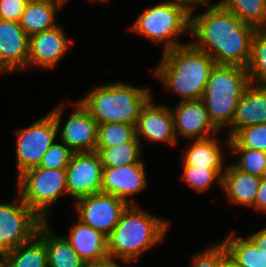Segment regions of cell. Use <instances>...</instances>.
<instances>
[{"mask_svg": "<svg viewBox=\"0 0 266 267\" xmlns=\"http://www.w3.org/2000/svg\"><path fill=\"white\" fill-rule=\"evenodd\" d=\"M201 0L197 5L207 9L193 16L191 7V42L206 52L218 65H235L246 68L251 55V42L256 28L243 23L218 2L209 4Z\"/></svg>", "mask_w": 266, "mask_h": 267, "instance_id": "6da1fadb", "label": "cell"}, {"mask_svg": "<svg viewBox=\"0 0 266 267\" xmlns=\"http://www.w3.org/2000/svg\"><path fill=\"white\" fill-rule=\"evenodd\" d=\"M215 61L190 43L163 52L154 75L180 101L201 99Z\"/></svg>", "mask_w": 266, "mask_h": 267, "instance_id": "7a4b0ae2", "label": "cell"}, {"mask_svg": "<svg viewBox=\"0 0 266 267\" xmlns=\"http://www.w3.org/2000/svg\"><path fill=\"white\" fill-rule=\"evenodd\" d=\"M168 225V221L144 211L138 204L128 205L107 236L108 256L131 263L137 261L165 239Z\"/></svg>", "mask_w": 266, "mask_h": 267, "instance_id": "3957f363", "label": "cell"}, {"mask_svg": "<svg viewBox=\"0 0 266 267\" xmlns=\"http://www.w3.org/2000/svg\"><path fill=\"white\" fill-rule=\"evenodd\" d=\"M150 89L123 82L99 85L78 99L97 124L136 125L141 110L153 98Z\"/></svg>", "mask_w": 266, "mask_h": 267, "instance_id": "277c9868", "label": "cell"}, {"mask_svg": "<svg viewBox=\"0 0 266 267\" xmlns=\"http://www.w3.org/2000/svg\"><path fill=\"white\" fill-rule=\"evenodd\" d=\"M250 83L241 66L215 64L210 71L201 100L219 130L232 124L237 103Z\"/></svg>", "mask_w": 266, "mask_h": 267, "instance_id": "5b68a950", "label": "cell"}, {"mask_svg": "<svg viewBox=\"0 0 266 267\" xmlns=\"http://www.w3.org/2000/svg\"><path fill=\"white\" fill-rule=\"evenodd\" d=\"M191 5L182 0H168L144 9L130 30L151 40L154 44L163 43V52L182 43L176 36L190 32Z\"/></svg>", "mask_w": 266, "mask_h": 267, "instance_id": "8992f818", "label": "cell"}, {"mask_svg": "<svg viewBox=\"0 0 266 267\" xmlns=\"http://www.w3.org/2000/svg\"><path fill=\"white\" fill-rule=\"evenodd\" d=\"M17 193L43 221H49V209L67 193L65 169L34 167L17 178Z\"/></svg>", "mask_w": 266, "mask_h": 267, "instance_id": "52a82bcc", "label": "cell"}, {"mask_svg": "<svg viewBox=\"0 0 266 267\" xmlns=\"http://www.w3.org/2000/svg\"><path fill=\"white\" fill-rule=\"evenodd\" d=\"M57 125L49 112L26 128L16 132L17 178L25 171L38 167L42 157L56 142Z\"/></svg>", "mask_w": 266, "mask_h": 267, "instance_id": "ba28073f", "label": "cell"}, {"mask_svg": "<svg viewBox=\"0 0 266 267\" xmlns=\"http://www.w3.org/2000/svg\"><path fill=\"white\" fill-rule=\"evenodd\" d=\"M16 194L14 202L0 203V252L3 253L31 240L44 222Z\"/></svg>", "mask_w": 266, "mask_h": 267, "instance_id": "9c48e42d", "label": "cell"}, {"mask_svg": "<svg viewBox=\"0 0 266 267\" xmlns=\"http://www.w3.org/2000/svg\"><path fill=\"white\" fill-rule=\"evenodd\" d=\"M77 106L71 116L67 119L63 128L60 126L62 122V114L65 104L61 103L50 111L57 125V135L59 140L63 142L73 153L76 152H92L96 150L98 124L92 118L88 110L77 101ZM61 129V131H60Z\"/></svg>", "mask_w": 266, "mask_h": 267, "instance_id": "30bf717a", "label": "cell"}, {"mask_svg": "<svg viewBox=\"0 0 266 267\" xmlns=\"http://www.w3.org/2000/svg\"><path fill=\"white\" fill-rule=\"evenodd\" d=\"M78 220L103 233L106 237L119 222L128 204L109 193L98 192L75 201Z\"/></svg>", "mask_w": 266, "mask_h": 267, "instance_id": "8fae6325", "label": "cell"}, {"mask_svg": "<svg viewBox=\"0 0 266 267\" xmlns=\"http://www.w3.org/2000/svg\"><path fill=\"white\" fill-rule=\"evenodd\" d=\"M65 170L67 194L74 200L102 191L103 165L97 151L73 153Z\"/></svg>", "mask_w": 266, "mask_h": 267, "instance_id": "7c38bea8", "label": "cell"}, {"mask_svg": "<svg viewBox=\"0 0 266 267\" xmlns=\"http://www.w3.org/2000/svg\"><path fill=\"white\" fill-rule=\"evenodd\" d=\"M171 111L177 140L180 136L194 140L206 139L220 131L211 121L201 99L179 101Z\"/></svg>", "mask_w": 266, "mask_h": 267, "instance_id": "4fadbf2b", "label": "cell"}, {"mask_svg": "<svg viewBox=\"0 0 266 267\" xmlns=\"http://www.w3.org/2000/svg\"><path fill=\"white\" fill-rule=\"evenodd\" d=\"M68 39L65 31L59 25L31 35L27 68L32 66L48 70L55 68L70 49L71 44Z\"/></svg>", "mask_w": 266, "mask_h": 267, "instance_id": "5bb4252c", "label": "cell"}, {"mask_svg": "<svg viewBox=\"0 0 266 267\" xmlns=\"http://www.w3.org/2000/svg\"><path fill=\"white\" fill-rule=\"evenodd\" d=\"M29 36L19 22L0 19V74L27 69Z\"/></svg>", "mask_w": 266, "mask_h": 267, "instance_id": "9a60e30c", "label": "cell"}, {"mask_svg": "<svg viewBox=\"0 0 266 267\" xmlns=\"http://www.w3.org/2000/svg\"><path fill=\"white\" fill-rule=\"evenodd\" d=\"M145 166L139 163L103 168L102 192L109 193L124 200L128 205H136L133 195L141 193L147 186Z\"/></svg>", "mask_w": 266, "mask_h": 267, "instance_id": "2e32d148", "label": "cell"}, {"mask_svg": "<svg viewBox=\"0 0 266 267\" xmlns=\"http://www.w3.org/2000/svg\"><path fill=\"white\" fill-rule=\"evenodd\" d=\"M151 98L141 110L136 124V137L150 142H164L177 145L174 132V119L170 107L154 104Z\"/></svg>", "mask_w": 266, "mask_h": 267, "instance_id": "e0dca14e", "label": "cell"}, {"mask_svg": "<svg viewBox=\"0 0 266 267\" xmlns=\"http://www.w3.org/2000/svg\"><path fill=\"white\" fill-rule=\"evenodd\" d=\"M266 123V84H252L245 89L237 103L236 113L228 128L231 138L238 130Z\"/></svg>", "mask_w": 266, "mask_h": 267, "instance_id": "ac0fdd59", "label": "cell"}, {"mask_svg": "<svg viewBox=\"0 0 266 267\" xmlns=\"http://www.w3.org/2000/svg\"><path fill=\"white\" fill-rule=\"evenodd\" d=\"M66 238L86 264L102 261L109 257L107 253V237L80 220H77L72 225L69 236Z\"/></svg>", "mask_w": 266, "mask_h": 267, "instance_id": "d6986e66", "label": "cell"}, {"mask_svg": "<svg viewBox=\"0 0 266 267\" xmlns=\"http://www.w3.org/2000/svg\"><path fill=\"white\" fill-rule=\"evenodd\" d=\"M261 177L237 169L233 164L225 167L222 176V190L228 202L254 208Z\"/></svg>", "mask_w": 266, "mask_h": 267, "instance_id": "ffe728a7", "label": "cell"}, {"mask_svg": "<svg viewBox=\"0 0 266 267\" xmlns=\"http://www.w3.org/2000/svg\"><path fill=\"white\" fill-rule=\"evenodd\" d=\"M66 2L34 0L28 1L19 19V24L30 37L33 34L56 27L57 8L64 7Z\"/></svg>", "mask_w": 266, "mask_h": 267, "instance_id": "44dd1931", "label": "cell"}, {"mask_svg": "<svg viewBox=\"0 0 266 267\" xmlns=\"http://www.w3.org/2000/svg\"><path fill=\"white\" fill-rule=\"evenodd\" d=\"M5 254L6 267H48L45 247V221L28 242Z\"/></svg>", "mask_w": 266, "mask_h": 267, "instance_id": "7402d4cb", "label": "cell"}, {"mask_svg": "<svg viewBox=\"0 0 266 267\" xmlns=\"http://www.w3.org/2000/svg\"><path fill=\"white\" fill-rule=\"evenodd\" d=\"M217 136L193 140L183 154V165L206 169H224V154Z\"/></svg>", "mask_w": 266, "mask_h": 267, "instance_id": "603a6c76", "label": "cell"}, {"mask_svg": "<svg viewBox=\"0 0 266 267\" xmlns=\"http://www.w3.org/2000/svg\"><path fill=\"white\" fill-rule=\"evenodd\" d=\"M50 222L45 221V247L48 267H86L87 264L72 248L66 237L52 233Z\"/></svg>", "mask_w": 266, "mask_h": 267, "instance_id": "cb8c5ba5", "label": "cell"}, {"mask_svg": "<svg viewBox=\"0 0 266 267\" xmlns=\"http://www.w3.org/2000/svg\"><path fill=\"white\" fill-rule=\"evenodd\" d=\"M222 243L240 267H266V253L247 237L232 232Z\"/></svg>", "mask_w": 266, "mask_h": 267, "instance_id": "d4e9b609", "label": "cell"}, {"mask_svg": "<svg viewBox=\"0 0 266 267\" xmlns=\"http://www.w3.org/2000/svg\"><path fill=\"white\" fill-rule=\"evenodd\" d=\"M217 2L243 23L256 29H266V0H220Z\"/></svg>", "mask_w": 266, "mask_h": 267, "instance_id": "484cf974", "label": "cell"}, {"mask_svg": "<svg viewBox=\"0 0 266 267\" xmlns=\"http://www.w3.org/2000/svg\"><path fill=\"white\" fill-rule=\"evenodd\" d=\"M142 143L127 142L118 147L96 148L103 168H113L139 163L141 158Z\"/></svg>", "mask_w": 266, "mask_h": 267, "instance_id": "4316f807", "label": "cell"}, {"mask_svg": "<svg viewBox=\"0 0 266 267\" xmlns=\"http://www.w3.org/2000/svg\"><path fill=\"white\" fill-rule=\"evenodd\" d=\"M246 70L252 84H266V29H257Z\"/></svg>", "mask_w": 266, "mask_h": 267, "instance_id": "83f0119b", "label": "cell"}, {"mask_svg": "<svg viewBox=\"0 0 266 267\" xmlns=\"http://www.w3.org/2000/svg\"><path fill=\"white\" fill-rule=\"evenodd\" d=\"M97 134L96 148H112L127 142H140L136 137V125L133 124H99Z\"/></svg>", "mask_w": 266, "mask_h": 267, "instance_id": "f1b7e54d", "label": "cell"}, {"mask_svg": "<svg viewBox=\"0 0 266 267\" xmlns=\"http://www.w3.org/2000/svg\"><path fill=\"white\" fill-rule=\"evenodd\" d=\"M225 169H206L195 166L183 165L181 180L189 185L194 191H207L211 185L218 182L222 188V176ZM215 181V183H214Z\"/></svg>", "mask_w": 266, "mask_h": 267, "instance_id": "f546056e", "label": "cell"}, {"mask_svg": "<svg viewBox=\"0 0 266 267\" xmlns=\"http://www.w3.org/2000/svg\"><path fill=\"white\" fill-rule=\"evenodd\" d=\"M229 148L266 150V123L251 125L238 130L231 138L227 136Z\"/></svg>", "mask_w": 266, "mask_h": 267, "instance_id": "4dcf8cb0", "label": "cell"}, {"mask_svg": "<svg viewBox=\"0 0 266 267\" xmlns=\"http://www.w3.org/2000/svg\"><path fill=\"white\" fill-rule=\"evenodd\" d=\"M228 153H238L237 169L258 177L266 176V156L264 151L250 148H229Z\"/></svg>", "mask_w": 266, "mask_h": 267, "instance_id": "1f68e13d", "label": "cell"}, {"mask_svg": "<svg viewBox=\"0 0 266 267\" xmlns=\"http://www.w3.org/2000/svg\"><path fill=\"white\" fill-rule=\"evenodd\" d=\"M73 152L63 143L54 142L42 157L39 166L46 169H66Z\"/></svg>", "mask_w": 266, "mask_h": 267, "instance_id": "d6a6232c", "label": "cell"}, {"mask_svg": "<svg viewBox=\"0 0 266 267\" xmlns=\"http://www.w3.org/2000/svg\"><path fill=\"white\" fill-rule=\"evenodd\" d=\"M190 267H217L219 261V242L191 257Z\"/></svg>", "mask_w": 266, "mask_h": 267, "instance_id": "836d02e7", "label": "cell"}, {"mask_svg": "<svg viewBox=\"0 0 266 267\" xmlns=\"http://www.w3.org/2000/svg\"><path fill=\"white\" fill-rule=\"evenodd\" d=\"M29 0H0V19L18 22Z\"/></svg>", "mask_w": 266, "mask_h": 267, "instance_id": "e575fe53", "label": "cell"}, {"mask_svg": "<svg viewBox=\"0 0 266 267\" xmlns=\"http://www.w3.org/2000/svg\"><path fill=\"white\" fill-rule=\"evenodd\" d=\"M254 208L266 213V176L260 180L259 190L254 200Z\"/></svg>", "mask_w": 266, "mask_h": 267, "instance_id": "d590c367", "label": "cell"}, {"mask_svg": "<svg viewBox=\"0 0 266 267\" xmlns=\"http://www.w3.org/2000/svg\"><path fill=\"white\" fill-rule=\"evenodd\" d=\"M217 267H240L221 241L219 243V261Z\"/></svg>", "mask_w": 266, "mask_h": 267, "instance_id": "8d00e7d4", "label": "cell"}, {"mask_svg": "<svg viewBox=\"0 0 266 267\" xmlns=\"http://www.w3.org/2000/svg\"><path fill=\"white\" fill-rule=\"evenodd\" d=\"M247 238L256 246L261 247L262 251L266 253V228L254 232L247 236Z\"/></svg>", "mask_w": 266, "mask_h": 267, "instance_id": "74e56055", "label": "cell"}, {"mask_svg": "<svg viewBox=\"0 0 266 267\" xmlns=\"http://www.w3.org/2000/svg\"><path fill=\"white\" fill-rule=\"evenodd\" d=\"M118 261H121L124 264L131 263V262L126 261V260H121V259L118 260V259H115V258L107 257L106 259H104L102 261H98V262H95V263L87 264L86 267H121L119 265L120 262H118Z\"/></svg>", "mask_w": 266, "mask_h": 267, "instance_id": "f35d334b", "label": "cell"}, {"mask_svg": "<svg viewBox=\"0 0 266 267\" xmlns=\"http://www.w3.org/2000/svg\"><path fill=\"white\" fill-rule=\"evenodd\" d=\"M0 267H6V258L3 252H0Z\"/></svg>", "mask_w": 266, "mask_h": 267, "instance_id": "ab89813d", "label": "cell"}, {"mask_svg": "<svg viewBox=\"0 0 266 267\" xmlns=\"http://www.w3.org/2000/svg\"><path fill=\"white\" fill-rule=\"evenodd\" d=\"M185 1L186 3H188L191 6H197V4L201 1V0H182Z\"/></svg>", "mask_w": 266, "mask_h": 267, "instance_id": "60d3db41", "label": "cell"}, {"mask_svg": "<svg viewBox=\"0 0 266 267\" xmlns=\"http://www.w3.org/2000/svg\"><path fill=\"white\" fill-rule=\"evenodd\" d=\"M89 1H91V2H93V1L94 2H97V1L100 2L101 1V2L105 3V2H108L109 0H89Z\"/></svg>", "mask_w": 266, "mask_h": 267, "instance_id": "b9f144b4", "label": "cell"}, {"mask_svg": "<svg viewBox=\"0 0 266 267\" xmlns=\"http://www.w3.org/2000/svg\"><path fill=\"white\" fill-rule=\"evenodd\" d=\"M29 1H34V0H29ZM49 1H60V2H67L68 0H49Z\"/></svg>", "mask_w": 266, "mask_h": 267, "instance_id": "7bdbcfd3", "label": "cell"}]
</instances>
